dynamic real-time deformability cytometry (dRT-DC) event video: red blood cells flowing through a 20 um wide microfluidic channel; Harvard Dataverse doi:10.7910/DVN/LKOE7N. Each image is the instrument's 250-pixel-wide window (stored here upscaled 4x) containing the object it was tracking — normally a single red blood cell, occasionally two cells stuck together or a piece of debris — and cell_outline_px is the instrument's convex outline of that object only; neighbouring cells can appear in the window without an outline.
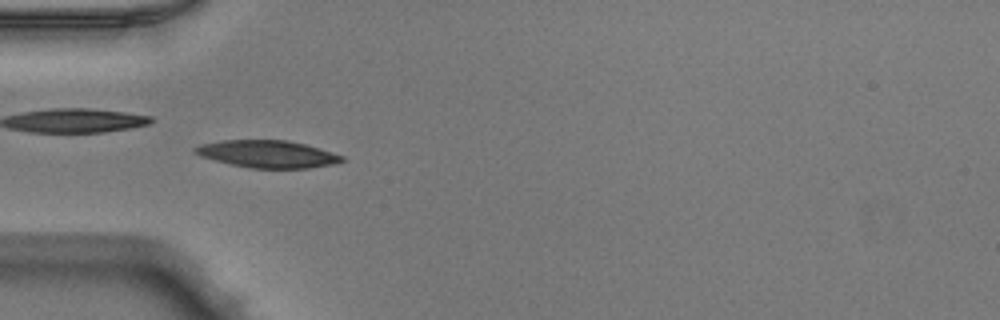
{"species": "Egyptian fruit bat (a non-hibernating species)", "species_latin": "Rousettus aegyptiacus", "temperature_condition": "warm", "stored_images_in_passage": 42, "camera_frame_rate_fps": 3000, "um_per_image_px": 0.085, "animal": {"sex": "male"}, "frame": {"image": 1, "passage_image": 7, "time_ms": 2.0, "image_size_px": [1000, 320], "cell_outline_px": [[344, 160], [336, 164], [308, 168], [248, 168], [200, 156], [192, 152], [192, 148], [200, 144], [224, 140], [288, 140], [320, 148], [344, 156]], "centroid_in_image_um": [22.74, 13.09], "position_along_channel_um": 62.3, "area_um2": 23.41}, "authors_computed_cell_mechanics": {"area_um2": 22.6576, "velocity_mm_per_s": 3.9938, "shape_relaxation_time_tau1_ms": 8.3226, "shape_relaxation_time_tau2_ms": 2.0026, "deformation_change_tau1": 0.2548, "deformation_change_tau2": 0.0737}}